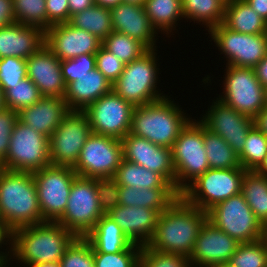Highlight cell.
<instances>
[{"mask_svg":"<svg viewBox=\"0 0 267 267\" xmlns=\"http://www.w3.org/2000/svg\"><path fill=\"white\" fill-rule=\"evenodd\" d=\"M253 124L267 137V106L253 118Z\"/></svg>","mask_w":267,"mask_h":267,"instance_id":"cell-54","label":"cell"},{"mask_svg":"<svg viewBox=\"0 0 267 267\" xmlns=\"http://www.w3.org/2000/svg\"><path fill=\"white\" fill-rule=\"evenodd\" d=\"M85 238L91 243L93 252L118 253L133 244L120 226L107 214L97 221Z\"/></svg>","mask_w":267,"mask_h":267,"instance_id":"cell-28","label":"cell"},{"mask_svg":"<svg viewBox=\"0 0 267 267\" xmlns=\"http://www.w3.org/2000/svg\"><path fill=\"white\" fill-rule=\"evenodd\" d=\"M267 246V221L262 224V232L260 239Z\"/></svg>","mask_w":267,"mask_h":267,"instance_id":"cell-58","label":"cell"},{"mask_svg":"<svg viewBox=\"0 0 267 267\" xmlns=\"http://www.w3.org/2000/svg\"><path fill=\"white\" fill-rule=\"evenodd\" d=\"M17 121V111L6 107L0 111V163L6 159L12 131Z\"/></svg>","mask_w":267,"mask_h":267,"instance_id":"cell-48","label":"cell"},{"mask_svg":"<svg viewBox=\"0 0 267 267\" xmlns=\"http://www.w3.org/2000/svg\"><path fill=\"white\" fill-rule=\"evenodd\" d=\"M143 6L153 27L167 35L184 18L181 0H145Z\"/></svg>","mask_w":267,"mask_h":267,"instance_id":"cell-31","label":"cell"},{"mask_svg":"<svg viewBox=\"0 0 267 267\" xmlns=\"http://www.w3.org/2000/svg\"><path fill=\"white\" fill-rule=\"evenodd\" d=\"M69 23L88 31L102 41L113 32L110 8L96 4L71 16Z\"/></svg>","mask_w":267,"mask_h":267,"instance_id":"cell-33","label":"cell"},{"mask_svg":"<svg viewBox=\"0 0 267 267\" xmlns=\"http://www.w3.org/2000/svg\"><path fill=\"white\" fill-rule=\"evenodd\" d=\"M257 174L267 177V152L261 164L254 170Z\"/></svg>","mask_w":267,"mask_h":267,"instance_id":"cell-57","label":"cell"},{"mask_svg":"<svg viewBox=\"0 0 267 267\" xmlns=\"http://www.w3.org/2000/svg\"><path fill=\"white\" fill-rule=\"evenodd\" d=\"M103 215L99 207L95 178L76 176L65 211L57 223L76 237H85Z\"/></svg>","mask_w":267,"mask_h":267,"instance_id":"cell-9","label":"cell"},{"mask_svg":"<svg viewBox=\"0 0 267 267\" xmlns=\"http://www.w3.org/2000/svg\"><path fill=\"white\" fill-rule=\"evenodd\" d=\"M204 145L212 169H243L237 153L221 137L204 127Z\"/></svg>","mask_w":267,"mask_h":267,"instance_id":"cell-35","label":"cell"},{"mask_svg":"<svg viewBox=\"0 0 267 267\" xmlns=\"http://www.w3.org/2000/svg\"><path fill=\"white\" fill-rule=\"evenodd\" d=\"M43 96L37 86L27 77L4 92L6 108L19 112L22 108L30 107Z\"/></svg>","mask_w":267,"mask_h":267,"instance_id":"cell-39","label":"cell"},{"mask_svg":"<svg viewBox=\"0 0 267 267\" xmlns=\"http://www.w3.org/2000/svg\"><path fill=\"white\" fill-rule=\"evenodd\" d=\"M0 214L12 230L44 223L32 173L0 170Z\"/></svg>","mask_w":267,"mask_h":267,"instance_id":"cell-3","label":"cell"},{"mask_svg":"<svg viewBox=\"0 0 267 267\" xmlns=\"http://www.w3.org/2000/svg\"><path fill=\"white\" fill-rule=\"evenodd\" d=\"M121 206H140L158 211L167 209L179 196L175 188H142L119 185Z\"/></svg>","mask_w":267,"mask_h":267,"instance_id":"cell-27","label":"cell"},{"mask_svg":"<svg viewBox=\"0 0 267 267\" xmlns=\"http://www.w3.org/2000/svg\"><path fill=\"white\" fill-rule=\"evenodd\" d=\"M257 79L263 87L267 86V54L266 56L254 67Z\"/></svg>","mask_w":267,"mask_h":267,"instance_id":"cell-55","label":"cell"},{"mask_svg":"<svg viewBox=\"0 0 267 267\" xmlns=\"http://www.w3.org/2000/svg\"><path fill=\"white\" fill-rule=\"evenodd\" d=\"M134 106L113 90L90 104L87 115L92 133L122 139L130 132Z\"/></svg>","mask_w":267,"mask_h":267,"instance_id":"cell-16","label":"cell"},{"mask_svg":"<svg viewBox=\"0 0 267 267\" xmlns=\"http://www.w3.org/2000/svg\"><path fill=\"white\" fill-rule=\"evenodd\" d=\"M45 43V32L35 26L13 23L0 27V59H27Z\"/></svg>","mask_w":267,"mask_h":267,"instance_id":"cell-25","label":"cell"},{"mask_svg":"<svg viewBox=\"0 0 267 267\" xmlns=\"http://www.w3.org/2000/svg\"><path fill=\"white\" fill-rule=\"evenodd\" d=\"M122 159L121 139L92 133L72 168L77 176L95 179L113 178Z\"/></svg>","mask_w":267,"mask_h":267,"instance_id":"cell-13","label":"cell"},{"mask_svg":"<svg viewBox=\"0 0 267 267\" xmlns=\"http://www.w3.org/2000/svg\"><path fill=\"white\" fill-rule=\"evenodd\" d=\"M254 11L267 21V0H244Z\"/></svg>","mask_w":267,"mask_h":267,"instance_id":"cell-53","label":"cell"},{"mask_svg":"<svg viewBox=\"0 0 267 267\" xmlns=\"http://www.w3.org/2000/svg\"><path fill=\"white\" fill-rule=\"evenodd\" d=\"M50 165L49 138L18 120L1 167L10 171L34 173Z\"/></svg>","mask_w":267,"mask_h":267,"instance_id":"cell-8","label":"cell"},{"mask_svg":"<svg viewBox=\"0 0 267 267\" xmlns=\"http://www.w3.org/2000/svg\"><path fill=\"white\" fill-rule=\"evenodd\" d=\"M113 31L123 33L144 44L148 49H156V34L144 6L121 3L110 8Z\"/></svg>","mask_w":267,"mask_h":267,"instance_id":"cell-22","label":"cell"},{"mask_svg":"<svg viewBox=\"0 0 267 267\" xmlns=\"http://www.w3.org/2000/svg\"><path fill=\"white\" fill-rule=\"evenodd\" d=\"M76 236L57 222L27 225L13 230L12 256L26 267L58 263Z\"/></svg>","mask_w":267,"mask_h":267,"instance_id":"cell-2","label":"cell"},{"mask_svg":"<svg viewBox=\"0 0 267 267\" xmlns=\"http://www.w3.org/2000/svg\"><path fill=\"white\" fill-rule=\"evenodd\" d=\"M222 94L219 99L239 113L254 118L266 107L264 87L254 68L226 65Z\"/></svg>","mask_w":267,"mask_h":267,"instance_id":"cell-10","label":"cell"},{"mask_svg":"<svg viewBox=\"0 0 267 267\" xmlns=\"http://www.w3.org/2000/svg\"><path fill=\"white\" fill-rule=\"evenodd\" d=\"M182 13L186 20L190 19L206 26L208 32L223 23L225 6L221 0H181Z\"/></svg>","mask_w":267,"mask_h":267,"instance_id":"cell-32","label":"cell"},{"mask_svg":"<svg viewBox=\"0 0 267 267\" xmlns=\"http://www.w3.org/2000/svg\"><path fill=\"white\" fill-rule=\"evenodd\" d=\"M61 267H95L93 248L85 237H76L66 248Z\"/></svg>","mask_w":267,"mask_h":267,"instance_id":"cell-42","label":"cell"},{"mask_svg":"<svg viewBox=\"0 0 267 267\" xmlns=\"http://www.w3.org/2000/svg\"><path fill=\"white\" fill-rule=\"evenodd\" d=\"M70 111L64 98L43 96L32 106L22 108L18 120L49 138Z\"/></svg>","mask_w":267,"mask_h":267,"instance_id":"cell-24","label":"cell"},{"mask_svg":"<svg viewBox=\"0 0 267 267\" xmlns=\"http://www.w3.org/2000/svg\"><path fill=\"white\" fill-rule=\"evenodd\" d=\"M142 246L133 243L118 253L93 252L95 267H140Z\"/></svg>","mask_w":267,"mask_h":267,"instance_id":"cell-41","label":"cell"},{"mask_svg":"<svg viewBox=\"0 0 267 267\" xmlns=\"http://www.w3.org/2000/svg\"><path fill=\"white\" fill-rule=\"evenodd\" d=\"M209 34L227 65L254 68L267 54V33L243 34L221 23Z\"/></svg>","mask_w":267,"mask_h":267,"instance_id":"cell-15","label":"cell"},{"mask_svg":"<svg viewBox=\"0 0 267 267\" xmlns=\"http://www.w3.org/2000/svg\"><path fill=\"white\" fill-rule=\"evenodd\" d=\"M221 1L227 5V4L231 3L234 0H221Z\"/></svg>","mask_w":267,"mask_h":267,"instance_id":"cell-64","label":"cell"},{"mask_svg":"<svg viewBox=\"0 0 267 267\" xmlns=\"http://www.w3.org/2000/svg\"><path fill=\"white\" fill-rule=\"evenodd\" d=\"M175 168V189L181 193L210 166L204 145V126L192 119L180 132L171 148Z\"/></svg>","mask_w":267,"mask_h":267,"instance_id":"cell-6","label":"cell"},{"mask_svg":"<svg viewBox=\"0 0 267 267\" xmlns=\"http://www.w3.org/2000/svg\"><path fill=\"white\" fill-rule=\"evenodd\" d=\"M26 66L27 77L42 96L64 98L66 85L61 72V60L45 44L26 59Z\"/></svg>","mask_w":267,"mask_h":267,"instance_id":"cell-21","label":"cell"},{"mask_svg":"<svg viewBox=\"0 0 267 267\" xmlns=\"http://www.w3.org/2000/svg\"><path fill=\"white\" fill-rule=\"evenodd\" d=\"M99 207L103 214L109 213L119 205V184L113 178L95 179Z\"/></svg>","mask_w":267,"mask_h":267,"instance_id":"cell-46","label":"cell"},{"mask_svg":"<svg viewBox=\"0 0 267 267\" xmlns=\"http://www.w3.org/2000/svg\"><path fill=\"white\" fill-rule=\"evenodd\" d=\"M69 6L70 18L76 13L89 9L95 3L94 0H67Z\"/></svg>","mask_w":267,"mask_h":267,"instance_id":"cell-52","label":"cell"},{"mask_svg":"<svg viewBox=\"0 0 267 267\" xmlns=\"http://www.w3.org/2000/svg\"><path fill=\"white\" fill-rule=\"evenodd\" d=\"M15 23L47 30L46 0H13Z\"/></svg>","mask_w":267,"mask_h":267,"instance_id":"cell-38","label":"cell"},{"mask_svg":"<svg viewBox=\"0 0 267 267\" xmlns=\"http://www.w3.org/2000/svg\"><path fill=\"white\" fill-rule=\"evenodd\" d=\"M5 108V104H4V93L2 91V88L0 86V111Z\"/></svg>","mask_w":267,"mask_h":267,"instance_id":"cell-60","label":"cell"},{"mask_svg":"<svg viewBox=\"0 0 267 267\" xmlns=\"http://www.w3.org/2000/svg\"><path fill=\"white\" fill-rule=\"evenodd\" d=\"M47 29L53 25L67 23L70 20L67 0H46Z\"/></svg>","mask_w":267,"mask_h":267,"instance_id":"cell-49","label":"cell"},{"mask_svg":"<svg viewBox=\"0 0 267 267\" xmlns=\"http://www.w3.org/2000/svg\"><path fill=\"white\" fill-rule=\"evenodd\" d=\"M159 214L158 211L146 207L121 205L107 213L120 226L126 237L140 246L151 241Z\"/></svg>","mask_w":267,"mask_h":267,"instance_id":"cell-23","label":"cell"},{"mask_svg":"<svg viewBox=\"0 0 267 267\" xmlns=\"http://www.w3.org/2000/svg\"><path fill=\"white\" fill-rule=\"evenodd\" d=\"M244 169H212L192 181L180 196L190 205L205 212L231 196L241 193Z\"/></svg>","mask_w":267,"mask_h":267,"instance_id":"cell-7","label":"cell"},{"mask_svg":"<svg viewBox=\"0 0 267 267\" xmlns=\"http://www.w3.org/2000/svg\"><path fill=\"white\" fill-rule=\"evenodd\" d=\"M32 174L44 222H57L65 211L76 172L72 167L50 165Z\"/></svg>","mask_w":267,"mask_h":267,"instance_id":"cell-11","label":"cell"},{"mask_svg":"<svg viewBox=\"0 0 267 267\" xmlns=\"http://www.w3.org/2000/svg\"><path fill=\"white\" fill-rule=\"evenodd\" d=\"M241 194L261 224L267 221V177L254 171H246L242 179Z\"/></svg>","mask_w":267,"mask_h":267,"instance_id":"cell-34","label":"cell"},{"mask_svg":"<svg viewBox=\"0 0 267 267\" xmlns=\"http://www.w3.org/2000/svg\"><path fill=\"white\" fill-rule=\"evenodd\" d=\"M91 134L87 115L83 111H70L49 137L50 164L73 167Z\"/></svg>","mask_w":267,"mask_h":267,"instance_id":"cell-14","label":"cell"},{"mask_svg":"<svg viewBox=\"0 0 267 267\" xmlns=\"http://www.w3.org/2000/svg\"><path fill=\"white\" fill-rule=\"evenodd\" d=\"M145 0H124V3L144 5Z\"/></svg>","mask_w":267,"mask_h":267,"instance_id":"cell-61","label":"cell"},{"mask_svg":"<svg viewBox=\"0 0 267 267\" xmlns=\"http://www.w3.org/2000/svg\"><path fill=\"white\" fill-rule=\"evenodd\" d=\"M95 66L113 84L122 74L125 63L101 46L95 53Z\"/></svg>","mask_w":267,"mask_h":267,"instance_id":"cell-47","label":"cell"},{"mask_svg":"<svg viewBox=\"0 0 267 267\" xmlns=\"http://www.w3.org/2000/svg\"><path fill=\"white\" fill-rule=\"evenodd\" d=\"M9 241V242H8ZM12 241H13V230L4 222L0 221V249L2 244L6 245L7 243L9 244V251L2 252L0 251V261L6 266L10 265L8 261H11V256H12ZM10 253V254H9ZM10 256V257H9Z\"/></svg>","mask_w":267,"mask_h":267,"instance_id":"cell-50","label":"cell"},{"mask_svg":"<svg viewBox=\"0 0 267 267\" xmlns=\"http://www.w3.org/2000/svg\"><path fill=\"white\" fill-rule=\"evenodd\" d=\"M44 44L63 61L83 54H95L102 46V40L67 22L47 29Z\"/></svg>","mask_w":267,"mask_h":267,"instance_id":"cell-20","label":"cell"},{"mask_svg":"<svg viewBox=\"0 0 267 267\" xmlns=\"http://www.w3.org/2000/svg\"><path fill=\"white\" fill-rule=\"evenodd\" d=\"M15 23L13 0H0V27Z\"/></svg>","mask_w":267,"mask_h":267,"instance_id":"cell-51","label":"cell"},{"mask_svg":"<svg viewBox=\"0 0 267 267\" xmlns=\"http://www.w3.org/2000/svg\"><path fill=\"white\" fill-rule=\"evenodd\" d=\"M156 51L149 49L138 59L125 64L122 74L112 85V90L134 107L166 97L157 88L160 69Z\"/></svg>","mask_w":267,"mask_h":267,"instance_id":"cell-5","label":"cell"},{"mask_svg":"<svg viewBox=\"0 0 267 267\" xmlns=\"http://www.w3.org/2000/svg\"><path fill=\"white\" fill-rule=\"evenodd\" d=\"M215 267H233L230 263H224V264H221V265H217Z\"/></svg>","mask_w":267,"mask_h":267,"instance_id":"cell-62","label":"cell"},{"mask_svg":"<svg viewBox=\"0 0 267 267\" xmlns=\"http://www.w3.org/2000/svg\"><path fill=\"white\" fill-rule=\"evenodd\" d=\"M94 3L102 7L112 8L113 6L124 3V0H94Z\"/></svg>","mask_w":267,"mask_h":267,"instance_id":"cell-56","label":"cell"},{"mask_svg":"<svg viewBox=\"0 0 267 267\" xmlns=\"http://www.w3.org/2000/svg\"><path fill=\"white\" fill-rule=\"evenodd\" d=\"M229 263L233 267H267V246L261 240L239 243Z\"/></svg>","mask_w":267,"mask_h":267,"instance_id":"cell-40","label":"cell"},{"mask_svg":"<svg viewBox=\"0 0 267 267\" xmlns=\"http://www.w3.org/2000/svg\"><path fill=\"white\" fill-rule=\"evenodd\" d=\"M123 159L160 174L175 188L171 149L128 133L121 139Z\"/></svg>","mask_w":267,"mask_h":267,"instance_id":"cell-18","label":"cell"},{"mask_svg":"<svg viewBox=\"0 0 267 267\" xmlns=\"http://www.w3.org/2000/svg\"><path fill=\"white\" fill-rule=\"evenodd\" d=\"M102 46L125 64L138 59L149 50L138 40L116 31L102 41Z\"/></svg>","mask_w":267,"mask_h":267,"instance_id":"cell-36","label":"cell"},{"mask_svg":"<svg viewBox=\"0 0 267 267\" xmlns=\"http://www.w3.org/2000/svg\"><path fill=\"white\" fill-rule=\"evenodd\" d=\"M223 24L232 31L243 34L267 33V21L244 0H234L225 6Z\"/></svg>","mask_w":267,"mask_h":267,"instance_id":"cell-29","label":"cell"},{"mask_svg":"<svg viewBox=\"0 0 267 267\" xmlns=\"http://www.w3.org/2000/svg\"><path fill=\"white\" fill-rule=\"evenodd\" d=\"M264 93H265V104L267 106V86L264 87Z\"/></svg>","mask_w":267,"mask_h":267,"instance_id":"cell-63","label":"cell"},{"mask_svg":"<svg viewBox=\"0 0 267 267\" xmlns=\"http://www.w3.org/2000/svg\"><path fill=\"white\" fill-rule=\"evenodd\" d=\"M238 245L239 242L207 219L189 257L191 267H215L229 263Z\"/></svg>","mask_w":267,"mask_h":267,"instance_id":"cell-19","label":"cell"},{"mask_svg":"<svg viewBox=\"0 0 267 267\" xmlns=\"http://www.w3.org/2000/svg\"><path fill=\"white\" fill-rule=\"evenodd\" d=\"M112 85L96 68L78 81L66 86L64 100L71 111H84L101 96L112 91Z\"/></svg>","mask_w":267,"mask_h":267,"instance_id":"cell-26","label":"cell"},{"mask_svg":"<svg viewBox=\"0 0 267 267\" xmlns=\"http://www.w3.org/2000/svg\"><path fill=\"white\" fill-rule=\"evenodd\" d=\"M209 107L199 122L212 133L221 136L238 155L249 130L254 126L253 118L239 113L218 97Z\"/></svg>","mask_w":267,"mask_h":267,"instance_id":"cell-17","label":"cell"},{"mask_svg":"<svg viewBox=\"0 0 267 267\" xmlns=\"http://www.w3.org/2000/svg\"><path fill=\"white\" fill-rule=\"evenodd\" d=\"M0 267H8V266H5V265L0 261Z\"/></svg>","mask_w":267,"mask_h":267,"instance_id":"cell-65","label":"cell"},{"mask_svg":"<svg viewBox=\"0 0 267 267\" xmlns=\"http://www.w3.org/2000/svg\"><path fill=\"white\" fill-rule=\"evenodd\" d=\"M27 78L26 59L9 56L0 59V86L3 93Z\"/></svg>","mask_w":267,"mask_h":267,"instance_id":"cell-44","label":"cell"},{"mask_svg":"<svg viewBox=\"0 0 267 267\" xmlns=\"http://www.w3.org/2000/svg\"><path fill=\"white\" fill-rule=\"evenodd\" d=\"M140 267H191V264L188 257L153 250L145 245L141 248Z\"/></svg>","mask_w":267,"mask_h":267,"instance_id":"cell-43","label":"cell"},{"mask_svg":"<svg viewBox=\"0 0 267 267\" xmlns=\"http://www.w3.org/2000/svg\"><path fill=\"white\" fill-rule=\"evenodd\" d=\"M207 219V212L188 204L179 196L159 214L155 233L147 246L189 258Z\"/></svg>","mask_w":267,"mask_h":267,"instance_id":"cell-1","label":"cell"},{"mask_svg":"<svg viewBox=\"0 0 267 267\" xmlns=\"http://www.w3.org/2000/svg\"><path fill=\"white\" fill-rule=\"evenodd\" d=\"M267 152V137L255 126L247 135L245 144L238 154L240 166L246 171H254L263 161Z\"/></svg>","mask_w":267,"mask_h":267,"instance_id":"cell-37","label":"cell"},{"mask_svg":"<svg viewBox=\"0 0 267 267\" xmlns=\"http://www.w3.org/2000/svg\"><path fill=\"white\" fill-rule=\"evenodd\" d=\"M113 179L123 186L142 188H174L160 174L143 166L121 160Z\"/></svg>","mask_w":267,"mask_h":267,"instance_id":"cell-30","label":"cell"},{"mask_svg":"<svg viewBox=\"0 0 267 267\" xmlns=\"http://www.w3.org/2000/svg\"><path fill=\"white\" fill-rule=\"evenodd\" d=\"M207 214L210 222L239 243L261 239L262 224L241 193L218 203Z\"/></svg>","mask_w":267,"mask_h":267,"instance_id":"cell-12","label":"cell"},{"mask_svg":"<svg viewBox=\"0 0 267 267\" xmlns=\"http://www.w3.org/2000/svg\"><path fill=\"white\" fill-rule=\"evenodd\" d=\"M95 68V54H83L61 61V72L66 86L73 81L80 80Z\"/></svg>","mask_w":267,"mask_h":267,"instance_id":"cell-45","label":"cell"},{"mask_svg":"<svg viewBox=\"0 0 267 267\" xmlns=\"http://www.w3.org/2000/svg\"><path fill=\"white\" fill-rule=\"evenodd\" d=\"M170 99L166 95L157 101L134 107L129 133L171 149L192 118L187 117L180 106Z\"/></svg>","mask_w":267,"mask_h":267,"instance_id":"cell-4","label":"cell"},{"mask_svg":"<svg viewBox=\"0 0 267 267\" xmlns=\"http://www.w3.org/2000/svg\"><path fill=\"white\" fill-rule=\"evenodd\" d=\"M29 267H61L60 262L58 263H43V264H38V265H33Z\"/></svg>","mask_w":267,"mask_h":267,"instance_id":"cell-59","label":"cell"}]
</instances>
